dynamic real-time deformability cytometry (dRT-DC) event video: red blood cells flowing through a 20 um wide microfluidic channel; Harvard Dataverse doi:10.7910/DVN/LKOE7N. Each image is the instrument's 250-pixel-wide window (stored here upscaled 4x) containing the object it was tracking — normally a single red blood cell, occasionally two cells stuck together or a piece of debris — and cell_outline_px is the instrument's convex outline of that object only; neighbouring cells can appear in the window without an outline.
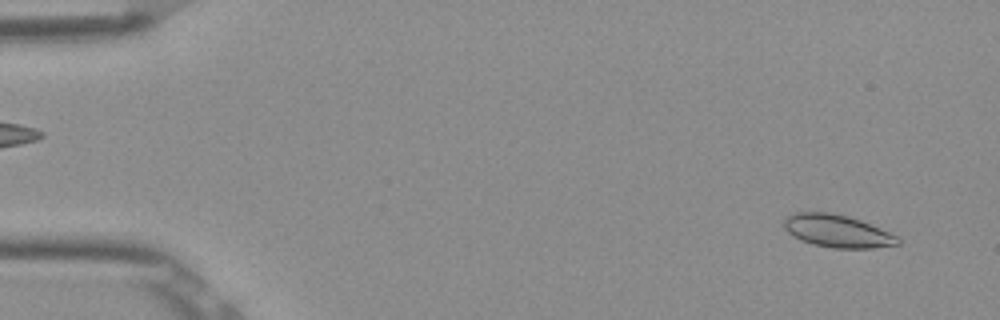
{"species": "Egyptian fruit bat (a non-hibernating species)", "species_latin": "Rousettus aegyptiacus", "temperature_condition": "room temperature", "stored_images_in_passage": 52, "camera_frame_rate_fps": 3000, "um_per_image_px": 0.085, "frame": {"image": 1, "passage_image": 3, "time_ms": 0.667, "image_size_px": [1000, 320], "cell_outline_px": [[900, 244], [872, 248], [832, 248], [812, 244], [800, 240], [792, 236], [784, 228], [784, 220], [788, 216], [796, 212], [828, 212], [848, 216], [860, 220], [880, 228], [896, 236], [900, 240]], "centroid_in_image_um": [71.15, 19.64], "position_along_channel_um": 13.9, "area_um2": 21.56}}
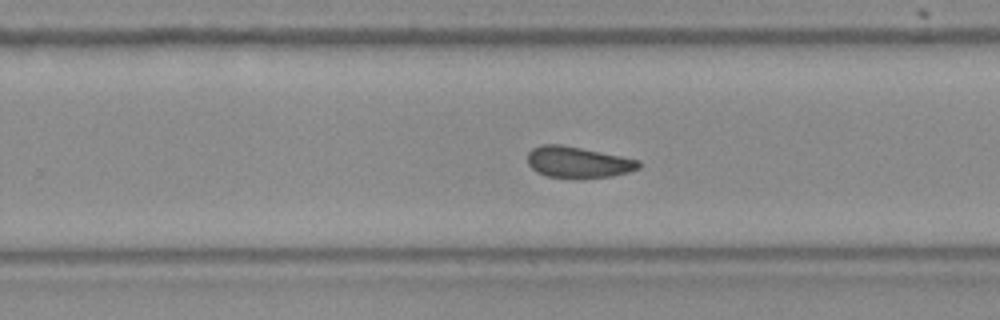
{"frame": {"image": 2, "passage_image": 33, "time_ms": 10.667, "image_size_px": [1000, 320], "cell_outline_px": [[640, 168], [628, 172], [612, 176], [548, 176], [536, 172], [528, 164], [528, 152], [532, 148], [540, 144], [560, 144], [640, 160]], "centroid_in_image_um": [49.1, 13.75], "position_along_channel_um": 280.7, "area_um2": 19.59}}
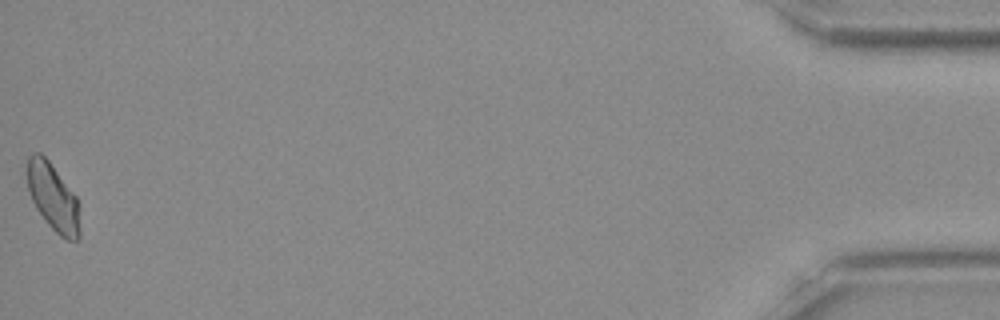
{"frame": {"image": 3, "passage_image": 52, "time_ms": 17.0, "image_size_px": [1000, 320], "cell_outline_px": [[80, 236], [76, 240], [68, 240], [60, 236], [48, 224], [36, 208], [32, 200], [28, 188], [24, 172], [28, 156], [32, 152], [40, 152], [48, 160], [76, 196], [80, 232]], "centroid_in_image_um": [4.45, 16.72], "position_along_channel_um": 430.7, "area_um2": 20.69}, "authors_computed_cell_mechanics": {"area_um2": 20.8369, "velocity_mm_per_s": 3.8753, "shape_relaxation_time_tau1_ms": null, "shape_relaxation_time_tau2_ms": 3.1898, "deformation_change_tau1": null, "deformation_change_tau2": 0.0613}}